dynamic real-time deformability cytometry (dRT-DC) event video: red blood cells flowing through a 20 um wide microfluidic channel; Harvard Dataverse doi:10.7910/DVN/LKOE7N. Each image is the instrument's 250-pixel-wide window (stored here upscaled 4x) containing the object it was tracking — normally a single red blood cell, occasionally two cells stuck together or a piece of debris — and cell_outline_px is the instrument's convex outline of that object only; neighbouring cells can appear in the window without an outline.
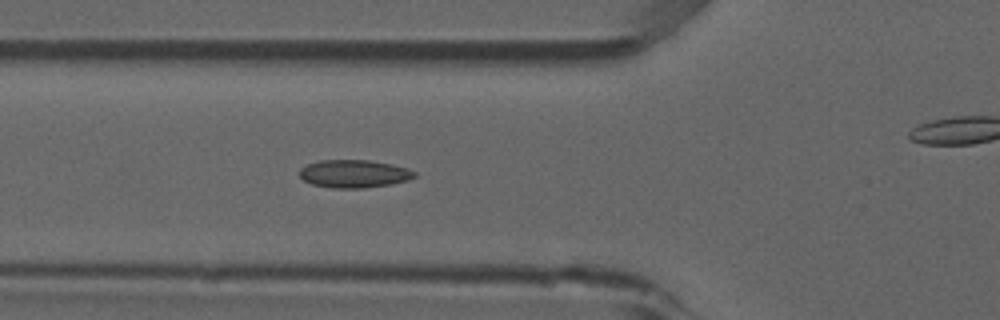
{"species": "common noctule bat (a hibernating species)", "species_latin": "Nyctalus noctula", "temperature_condition": "room temperature", "stored_images_in_passage": 6, "camera_frame_rate_fps": 3000, "um_per_image_px": 0.085, "animal": {"sex": "male", "forearm_length_mm": 52.5}, "frame": {"image": 1, "passage_image": 5, "time_ms": 1.333, "image_size_px": [1000, 320], "cell_outline_px": [[416, 176], [408, 180], [392, 184], [364, 188], [332, 188], [312, 184], [304, 180], [300, 176], [300, 168], [304, 164], [320, 160], [368, 160], [392, 164], [408, 168], [416, 172]], "centroid_in_image_um": [30.09, 14.76], "position_along_channel_um": 95.7, "area_um2": 18.84}}